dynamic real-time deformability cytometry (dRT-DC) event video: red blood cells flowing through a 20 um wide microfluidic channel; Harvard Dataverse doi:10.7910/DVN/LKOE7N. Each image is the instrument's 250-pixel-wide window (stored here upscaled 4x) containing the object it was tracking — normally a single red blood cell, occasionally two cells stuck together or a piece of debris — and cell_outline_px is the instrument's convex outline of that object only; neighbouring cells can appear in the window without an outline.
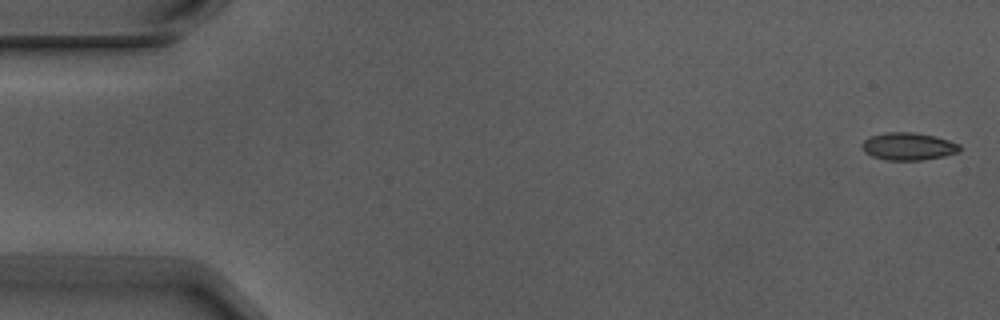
{"species": "Egyptian fruit bat (a non-hibernating species)", "species_latin": "Rousettus aegyptiacus", "temperature_condition": "warm", "stored_images_in_passage": 7, "camera_frame_rate_fps": 3000, "um_per_image_px": 0.085, "animal": {"sex": "male"}, "frame": {"image": 1, "passage_image": 1, "time_ms": 0.0, "image_size_px": [1000, 320], "cell_outline_px": [[960, 152], [944, 156], [924, 160], [884, 160], [872, 156], [864, 152], [860, 144], [864, 140], [872, 136], [888, 132], [916, 132], [936, 136], [960, 144]], "centroid_in_image_um": [77.21, 12.44], "position_along_channel_um": 7.8, "area_um2": 15.84}}
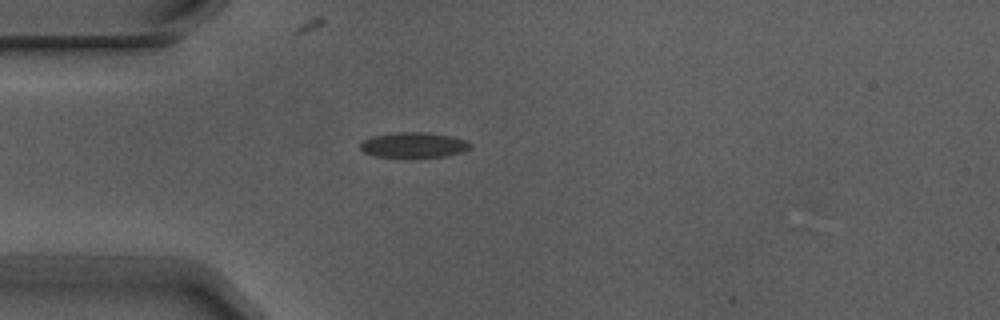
{"frame": {"image": 2, "passage_image": 5, "time_ms": 1.333, "image_size_px": [1000, 320], "cell_outline_px": [[472, 148], [464, 152], [444, 156], [376, 156], [364, 152], [360, 148], [360, 144], [364, 140], [372, 136], [392, 132], [424, 132], [448, 136], [464, 140], [472, 144]], "centroid_in_image_um": [35.17, 12.31], "position_along_channel_um": 49.8, "area_um2": 15.9}}